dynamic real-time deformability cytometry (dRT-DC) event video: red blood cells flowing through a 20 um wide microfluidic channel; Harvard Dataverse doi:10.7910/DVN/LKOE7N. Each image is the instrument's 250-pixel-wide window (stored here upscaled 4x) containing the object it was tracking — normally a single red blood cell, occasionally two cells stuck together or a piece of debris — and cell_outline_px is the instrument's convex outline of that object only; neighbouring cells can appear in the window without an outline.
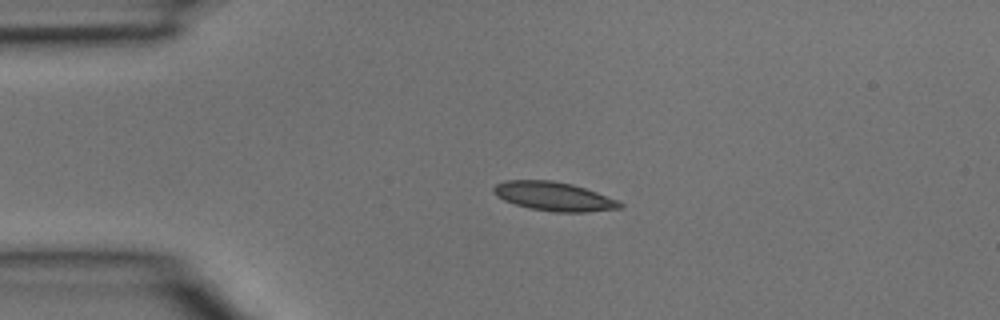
{"species": "common noctule bat (a hibernating species)", "species_latin": "Nyctalus noctula", "temperature_condition": "room temperature", "stored_images_in_passage": 4, "camera_frame_rate_fps": 3000, "um_per_image_px": 0.085, "animal": {"sex": "male", "body_mass_g": 15.6}, "frame": {"image": 1, "passage_image": 2, "time_ms": 0.333, "image_size_px": [1000, 320], "cell_outline_px": [[624, 208], [588, 212], [556, 212], [532, 208], [516, 204], [504, 200], [496, 196], [492, 192], [492, 188], [496, 184], [504, 180], [552, 180], [572, 184], [596, 192], [616, 200], [624, 204]], "centroid_in_image_um": [47.07, 16.69], "position_along_channel_um": 37.9, "area_um2": 21.21}}
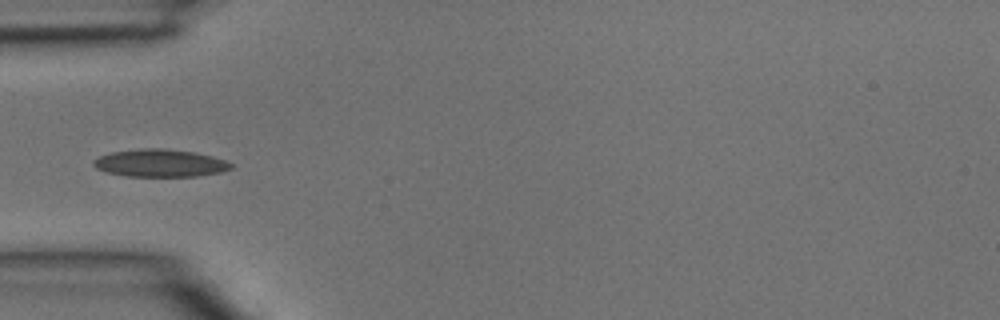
{"frame": {"image": 2, "passage_image": 3, "time_ms": 0.667, "image_size_px": [1000, 320], "cell_outline_px": [[232, 168], [220, 172], [196, 176], [124, 176], [104, 172], [96, 168], [92, 164], [92, 160], [100, 156], [112, 152], [140, 148], [164, 148], [196, 152], [228, 160], [232, 164]], "centroid_in_image_um": [13.59, 13.86], "position_along_channel_um": 71.4, "area_um2": 22.31}}